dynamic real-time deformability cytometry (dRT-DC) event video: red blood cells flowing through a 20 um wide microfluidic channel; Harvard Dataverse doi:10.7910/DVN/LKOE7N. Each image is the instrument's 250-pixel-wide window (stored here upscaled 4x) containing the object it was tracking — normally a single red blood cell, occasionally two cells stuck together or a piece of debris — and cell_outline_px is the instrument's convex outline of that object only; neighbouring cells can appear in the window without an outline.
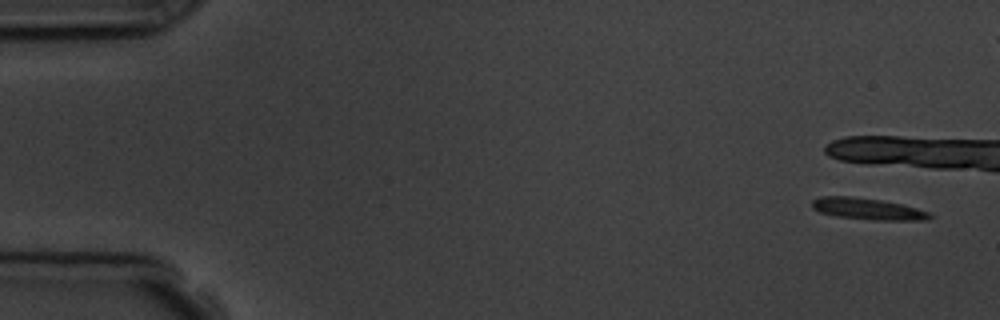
{"species": "common noctule bat (a hibernating species)", "species_latin": "Nyctalus noctula", "temperature_condition": "room temperature", "stored_images_in_passage": 6, "camera_frame_rate_fps": 3000, "um_per_image_px": 0.085, "animal": {"sex": "male", "body_mass_g": 19.5, "forearm_length_mm": 54.6}, "frame": {"image": 1, "passage_image": 1, "time_ms": 0.0, "image_size_px": [1000, 320], "cell_outline_px": [[932, 216], [928, 220], [872, 220], [836, 216], [820, 212], [812, 208], [812, 200], [820, 196], [852, 196], [880, 200], [900, 204], [916, 208], [928, 212]], "centroid_in_image_um": [73.71, 17.75], "position_along_channel_um": 11.3, "area_um2": 14.68}}
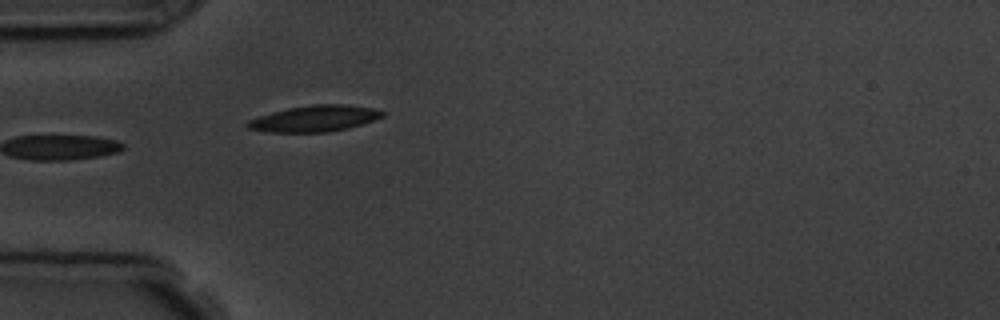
{"frame": {"image": 2, "passage_image": 6, "time_ms": 7.333, "image_size_px": [1000, 320], "cell_outline_px": [[384, 116], [348, 128], [328, 132], [272, 132], [248, 128], [244, 124], [248, 120], [272, 112], [288, 108], [312, 104], [344, 104], [372, 108], [384, 112]], "centroid_in_image_um": [26.72, 10.07], "position_along_channel_um": 58.3, "area_um2": 20.35}}